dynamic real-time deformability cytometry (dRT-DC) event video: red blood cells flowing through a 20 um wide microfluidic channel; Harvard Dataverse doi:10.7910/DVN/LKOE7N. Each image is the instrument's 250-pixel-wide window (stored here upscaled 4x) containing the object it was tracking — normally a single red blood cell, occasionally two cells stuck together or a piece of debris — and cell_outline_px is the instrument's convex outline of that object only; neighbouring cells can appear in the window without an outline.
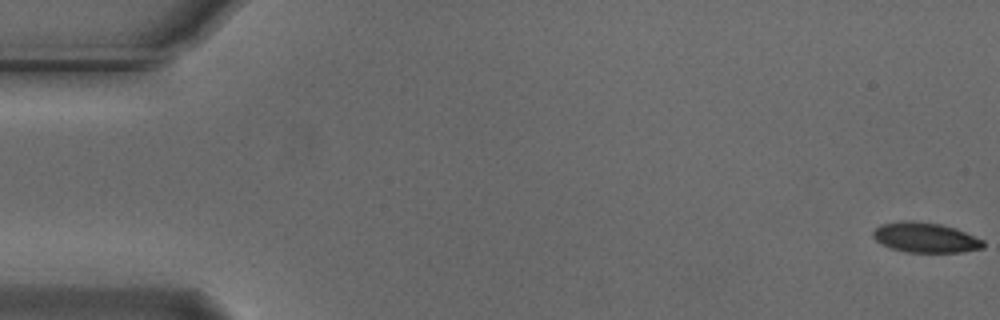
{"species": "Egyptian fruit bat (a non-hibernating species)", "species_latin": "Rousettus aegyptiacus", "temperature_condition": "cold", "stored_images_in_passage": 56, "camera_frame_rate_fps": 3000, "um_per_image_px": 0.085, "animal": {"sex": "male"}, "frame": {"image": 1, "passage_image": 1, "time_ms": 0.0, "image_size_px": [1000, 320], "cell_outline_px": [[984, 248], [964, 252], [904, 252], [892, 248], [876, 240], [872, 236], [872, 232], [880, 224], [904, 220], [912, 220], [940, 224], [956, 228], [984, 240]], "centroid_in_image_um": [78.67, 20.18], "position_along_channel_um": 6.3, "area_um2": 19.36}}
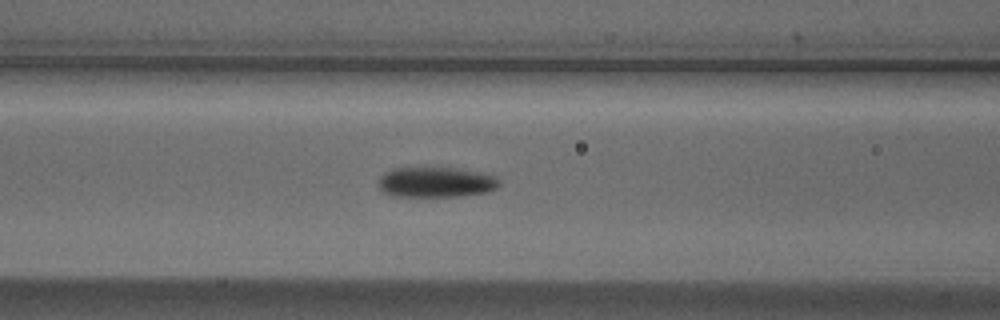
{"frame": {"image": 2, "passage_image": 23, "time_ms": 7.333, "image_size_px": [1000, 320], "cell_outline_px": [[500, 184], [496, 188], [488, 192], [460, 196], [392, 196], [384, 192], [380, 188], [380, 176], [384, 172], [392, 168], [456, 168], [480, 172], [496, 176], [500, 180]], "centroid_in_image_um": [37.08, 15.48], "position_along_channel_um": 129.5, "area_um2": 21.33}}
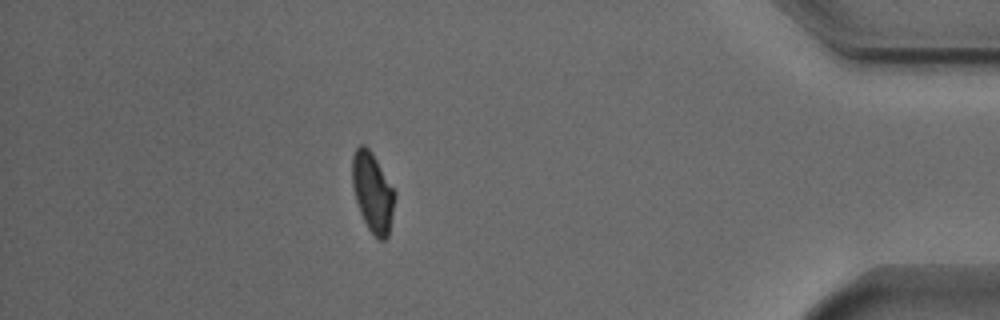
{"frame": {"image": 3, "passage_image": 49, "time_ms": 16.0, "image_size_px": [1000, 320], "cell_outline_px": [[396, 196], [388, 236], [384, 240], [380, 240], [368, 228], [360, 212], [356, 200], [352, 184], [352, 156], [356, 148], [360, 144], [364, 144], [372, 152], [396, 192]], "centroid_in_image_um": [31.68, 16.31], "position_along_channel_um": 403.5, "area_um2": 19.65}, "authors_computed_cell_mechanics": {"area_um2": 20.5768, "velocity_mm_per_s": 3.7207, "shape_relaxation_time_tau1_ms": 3.8199, "shape_relaxation_time_tau2_ms": null, "deformation_change_tau1": 0.1187, "deformation_change_tau2": null}}